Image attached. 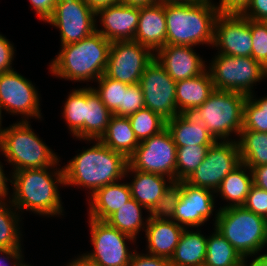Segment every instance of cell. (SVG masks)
I'll list each match as a JSON object with an SVG mask.
<instances>
[{
    "instance_id": "1",
    "label": "cell",
    "mask_w": 267,
    "mask_h": 266,
    "mask_svg": "<svg viewBox=\"0 0 267 266\" xmlns=\"http://www.w3.org/2000/svg\"><path fill=\"white\" fill-rule=\"evenodd\" d=\"M24 169L12 172L13 193L9 201L19 211H32L43 216L63 215L59 184L65 185L63 167ZM53 171H50V169Z\"/></svg>"
},
{
    "instance_id": "2",
    "label": "cell",
    "mask_w": 267,
    "mask_h": 266,
    "mask_svg": "<svg viewBox=\"0 0 267 266\" xmlns=\"http://www.w3.org/2000/svg\"><path fill=\"white\" fill-rule=\"evenodd\" d=\"M92 147L84 149L63 167L65 186H82L90 196L105 185L125 178L128 159L115 152L99 139Z\"/></svg>"
},
{
    "instance_id": "3",
    "label": "cell",
    "mask_w": 267,
    "mask_h": 266,
    "mask_svg": "<svg viewBox=\"0 0 267 266\" xmlns=\"http://www.w3.org/2000/svg\"><path fill=\"white\" fill-rule=\"evenodd\" d=\"M111 42L102 34L92 35L76 43L61 45V50L50 64V72L71 81H97L107 67Z\"/></svg>"
},
{
    "instance_id": "4",
    "label": "cell",
    "mask_w": 267,
    "mask_h": 266,
    "mask_svg": "<svg viewBox=\"0 0 267 266\" xmlns=\"http://www.w3.org/2000/svg\"><path fill=\"white\" fill-rule=\"evenodd\" d=\"M212 0L189 4H165L166 45H213L219 15Z\"/></svg>"
},
{
    "instance_id": "5",
    "label": "cell",
    "mask_w": 267,
    "mask_h": 266,
    "mask_svg": "<svg viewBox=\"0 0 267 266\" xmlns=\"http://www.w3.org/2000/svg\"><path fill=\"white\" fill-rule=\"evenodd\" d=\"M214 227L245 260L258 255L266 247V218L244 206L219 209Z\"/></svg>"
},
{
    "instance_id": "6",
    "label": "cell",
    "mask_w": 267,
    "mask_h": 266,
    "mask_svg": "<svg viewBox=\"0 0 267 266\" xmlns=\"http://www.w3.org/2000/svg\"><path fill=\"white\" fill-rule=\"evenodd\" d=\"M29 121H19L4 128L0 152L13 165V172L24 169L52 167L60 158L31 128Z\"/></svg>"
},
{
    "instance_id": "7",
    "label": "cell",
    "mask_w": 267,
    "mask_h": 266,
    "mask_svg": "<svg viewBox=\"0 0 267 266\" xmlns=\"http://www.w3.org/2000/svg\"><path fill=\"white\" fill-rule=\"evenodd\" d=\"M248 96L234 91L214 90L209 98L190 114L199 120L212 136L230 140L231 133L239 137L243 125V107Z\"/></svg>"
},
{
    "instance_id": "8",
    "label": "cell",
    "mask_w": 267,
    "mask_h": 266,
    "mask_svg": "<svg viewBox=\"0 0 267 266\" xmlns=\"http://www.w3.org/2000/svg\"><path fill=\"white\" fill-rule=\"evenodd\" d=\"M209 65L208 72L216 90L253 94L254 84L267 77V68L251 56L235 57L219 54Z\"/></svg>"
},
{
    "instance_id": "9",
    "label": "cell",
    "mask_w": 267,
    "mask_h": 266,
    "mask_svg": "<svg viewBox=\"0 0 267 266\" xmlns=\"http://www.w3.org/2000/svg\"><path fill=\"white\" fill-rule=\"evenodd\" d=\"M177 147L167 128L140 142L128 158V165L142 172L169 177L176 181Z\"/></svg>"
},
{
    "instance_id": "10",
    "label": "cell",
    "mask_w": 267,
    "mask_h": 266,
    "mask_svg": "<svg viewBox=\"0 0 267 266\" xmlns=\"http://www.w3.org/2000/svg\"><path fill=\"white\" fill-rule=\"evenodd\" d=\"M241 163L236 139L217 140L209 147L202 163L185 182L194 187L207 188L215 192L222 180Z\"/></svg>"
},
{
    "instance_id": "11",
    "label": "cell",
    "mask_w": 267,
    "mask_h": 266,
    "mask_svg": "<svg viewBox=\"0 0 267 266\" xmlns=\"http://www.w3.org/2000/svg\"><path fill=\"white\" fill-rule=\"evenodd\" d=\"M154 58L152 50L134 40L111 42L105 75L129 85L139 83Z\"/></svg>"
},
{
    "instance_id": "12",
    "label": "cell",
    "mask_w": 267,
    "mask_h": 266,
    "mask_svg": "<svg viewBox=\"0 0 267 266\" xmlns=\"http://www.w3.org/2000/svg\"><path fill=\"white\" fill-rule=\"evenodd\" d=\"M89 225L94 249L85 255L101 266H127L134 252L128 249L126 240L136 239L106 221L89 218Z\"/></svg>"
},
{
    "instance_id": "13",
    "label": "cell",
    "mask_w": 267,
    "mask_h": 266,
    "mask_svg": "<svg viewBox=\"0 0 267 266\" xmlns=\"http://www.w3.org/2000/svg\"><path fill=\"white\" fill-rule=\"evenodd\" d=\"M95 18V12L84 0H57L46 22L59 28L61 45H67L92 35L96 31Z\"/></svg>"
},
{
    "instance_id": "14",
    "label": "cell",
    "mask_w": 267,
    "mask_h": 266,
    "mask_svg": "<svg viewBox=\"0 0 267 266\" xmlns=\"http://www.w3.org/2000/svg\"><path fill=\"white\" fill-rule=\"evenodd\" d=\"M139 84L143 90L146 108L166 121L180 114L176 107V81L155 58L144 70Z\"/></svg>"
},
{
    "instance_id": "15",
    "label": "cell",
    "mask_w": 267,
    "mask_h": 266,
    "mask_svg": "<svg viewBox=\"0 0 267 266\" xmlns=\"http://www.w3.org/2000/svg\"><path fill=\"white\" fill-rule=\"evenodd\" d=\"M39 94L30 80L11 70L0 74V104L9 114L21 116V121L29 117L41 119ZM24 118V119H23Z\"/></svg>"
},
{
    "instance_id": "16",
    "label": "cell",
    "mask_w": 267,
    "mask_h": 266,
    "mask_svg": "<svg viewBox=\"0 0 267 266\" xmlns=\"http://www.w3.org/2000/svg\"><path fill=\"white\" fill-rule=\"evenodd\" d=\"M252 45L251 20L236 13H220L216 17L212 46L218 47L219 54L248 57Z\"/></svg>"
},
{
    "instance_id": "17",
    "label": "cell",
    "mask_w": 267,
    "mask_h": 266,
    "mask_svg": "<svg viewBox=\"0 0 267 266\" xmlns=\"http://www.w3.org/2000/svg\"><path fill=\"white\" fill-rule=\"evenodd\" d=\"M211 189L194 187L183 181V190L175 208L173 221L188 228L200 227L214 211V195Z\"/></svg>"
},
{
    "instance_id": "18",
    "label": "cell",
    "mask_w": 267,
    "mask_h": 266,
    "mask_svg": "<svg viewBox=\"0 0 267 266\" xmlns=\"http://www.w3.org/2000/svg\"><path fill=\"white\" fill-rule=\"evenodd\" d=\"M139 6L127 4H116L103 8L95 13L99 16L101 30L97 28L96 32L102 34L110 42L134 40L139 21Z\"/></svg>"
},
{
    "instance_id": "19",
    "label": "cell",
    "mask_w": 267,
    "mask_h": 266,
    "mask_svg": "<svg viewBox=\"0 0 267 266\" xmlns=\"http://www.w3.org/2000/svg\"><path fill=\"white\" fill-rule=\"evenodd\" d=\"M155 59L174 81L194 78L208 69L192 46L165 45L155 52Z\"/></svg>"
},
{
    "instance_id": "20",
    "label": "cell",
    "mask_w": 267,
    "mask_h": 266,
    "mask_svg": "<svg viewBox=\"0 0 267 266\" xmlns=\"http://www.w3.org/2000/svg\"><path fill=\"white\" fill-rule=\"evenodd\" d=\"M166 33L165 4L140 6L134 41L156 52L166 45Z\"/></svg>"
},
{
    "instance_id": "21",
    "label": "cell",
    "mask_w": 267,
    "mask_h": 266,
    "mask_svg": "<svg viewBox=\"0 0 267 266\" xmlns=\"http://www.w3.org/2000/svg\"><path fill=\"white\" fill-rule=\"evenodd\" d=\"M148 254L170 259L184 227L173 220L149 217L145 226Z\"/></svg>"
},
{
    "instance_id": "22",
    "label": "cell",
    "mask_w": 267,
    "mask_h": 266,
    "mask_svg": "<svg viewBox=\"0 0 267 266\" xmlns=\"http://www.w3.org/2000/svg\"><path fill=\"white\" fill-rule=\"evenodd\" d=\"M130 172L135 173L132 182L128 183L131 197L149 212L173 180L163 175L134 170L128 165L125 176Z\"/></svg>"
},
{
    "instance_id": "23",
    "label": "cell",
    "mask_w": 267,
    "mask_h": 266,
    "mask_svg": "<svg viewBox=\"0 0 267 266\" xmlns=\"http://www.w3.org/2000/svg\"><path fill=\"white\" fill-rule=\"evenodd\" d=\"M176 147L212 145L217 140L207 128L190 113L178 114L166 121Z\"/></svg>"
},
{
    "instance_id": "24",
    "label": "cell",
    "mask_w": 267,
    "mask_h": 266,
    "mask_svg": "<svg viewBox=\"0 0 267 266\" xmlns=\"http://www.w3.org/2000/svg\"><path fill=\"white\" fill-rule=\"evenodd\" d=\"M128 183H113L96 190L89 199V218L105 221L131 199Z\"/></svg>"
},
{
    "instance_id": "25",
    "label": "cell",
    "mask_w": 267,
    "mask_h": 266,
    "mask_svg": "<svg viewBox=\"0 0 267 266\" xmlns=\"http://www.w3.org/2000/svg\"><path fill=\"white\" fill-rule=\"evenodd\" d=\"M214 90L207 69L194 78L176 81V107L179 113H191L201 106Z\"/></svg>"
},
{
    "instance_id": "26",
    "label": "cell",
    "mask_w": 267,
    "mask_h": 266,
    "mask_svg": "<svg viewBox=\"0 0 267 266\" xmlns=\"http://www.w3.org/2000/svg\"><path fill=\"white\" fill-rule=\"evenodd\" d=\"M112 115L95 90L91 86L85 87L83 140L92 142L91 140L100 139L107 130Z\"/></svg>"
},
{
    "instance_id": "27",
    "label": "cell",
    "mask_w": 267,
    "mask_h": 266,
    "mask_svg": "<svg viewBox=\"0 0 267 266\" xmlns=\"http://www.w3.org/2000/svg\"><path fill=\"white\" fill-rule=\"evenodd\" d=\"M201 231L184 228L170 261L173 266H203L206 258L207 237Z\"/></svg>"
},
{
    "instance_id": "28",
    "label": "cell",
    "mask_w": 267,
    "mask_h": 266,
    "mask_svg": "<svg viewBox=\"0 0 267 266\" xmlns=\"http://www.w3.org/2000/svg\"><path fill=\"white\" fill-rule=\"evenodd\" d=\"M99 140L113 151L123 154L127 159L140 144L129 118L115 115L110 117L107 130Z\"/></svg>"
},
{
    "instance_id": "29",
    "label": "cell",
    "mask_w": 267,
    "mask_h": 266,
    "mask_svg": "<svg viewBox=\"0 0 267 266\" xmlns=\"http://www.w3.org/2000/svg\"><path fill=\"white\" fill-rule=\"evenodd\" d=\"M252 184L251 169L247 165L241 163L222 180L221 185L215 191V193L221 194L224 200L229 201V204L219 209L243 206Z\"/></svg>"
},
{
    "instance_id": "30",
    "label": "cell",
    "mask_w": 267,
    "mask_h": 266,
    "mask_svg": "<svg viewBox=\"0 0 267 266\" xmlns=\"http://www.w3.org/2000/svg\"><path fill=\"white\" fill-rule=\"evenodd\" d=\"M214 231L207 236L203 266H244L246 261L239 252L215 228Z\"/></svg>"
},
{
    "instance_id": "31",
    "label": "cell",
    "mask_w": 267,
    "mask_h": 266,
    "mask_svg": "<svg viewBox=\"0 0 267 266\" xmlns=\"http://www.w3.org/2000/svg\"><path fill=\"white\" fill-rule=\"evenodd\" d=\"M237 140L241 162L250 169L267 164V133L241 130Z\"/></svg>"
},
{
    "instance_id": "32",
    "label": "cell",
    "mask_w": 267,
    "mask_h": 266,
    "mask_svg": "<svg viewBox=\"0 0 267 266\" xmlns=\"http://www.w3.org/2000/svg\"><path fill=\"white\" fill-rule=\"evenodd\" d=\"M142 208L146 209L131 198L125 205L111 214L105 221L119 231L136 239L137 234H139L141 229L145 231L144 226L147 225V220L149 219V216H147L145 219L146 223L143 222L144 218L142 217Z\"/></svg>"
},
{
    "instance_id": "33",
    "label": "cell",
    "mask_w": 267,
    "mask_h": 266,
    "mask_svg": "<svg viewBox=\"0 0 267 266\" xmlns=\"http://www.w3.org/2000/svg\"><path fill=\"white\" fill-rule=\"evenodd\" d=\"M5 201L0 200V249H22L20 216L9 199L10 206Z\"/></svg>"
},
{
    "instance_id": "34",
    "label": "cell",
    "mask_w": 267,
    "mask_h": 266,
    "mask_svg": "<svg viewBox=\"0 0 267 266\" xmlns=\"http://www.w3.org/2000/svg\"><path fill=\"white\" fill-rule=\"evenodd\" d=\"M63 117L68 130L78 140H83V125L85 123V87L73 89L69 93L63 108Z\"/></svg>"
},
{
    "instance_id": "35",
    "label": "cell",
    "mask_w": 267,
    "mask_h": 266,
    "mask_svg": "<svg viewBox=\"0 0 267 266\" xmlns=\"http://www.w3.org/2000/svg\"><path fill=\"white\" fill-rule=\"evenodd\" d=\"M128 118L139 142L158 134L166 128V120L146 107L133 113Z\"/></svg>"
},
{
    "instance_id": "36",
    "label": "cell",
    "mask_w": 267,
    "mask_h": 266,
    "mask_svg": "<svg viewBox=\"0 0 267 266\" xmlns=\"http://www.w3.org/2000/svg\"><path fill=\"white\" fill-rule=\"evenodd\" d=\"M211 145L177 147L176 181H185L202 163Z\"/></svg>"
},
{
    "instance_id": "37",
    "label": "cell",
    "mask_w": 267,
    "mask_h": 266,
    "mask_svg": "<svg viewBox=\"0 0 267 266\" xmlns=\"http://www.w3.org/2000/svg\"><path fill=\"white\" fill-rule=\"evenodd\" d=\"M254 98L253 93L245 100L242 130L267 133V96L259 99Z\"/></svg>"
},
{
    "instance_id": "38",
    "label": "cell",
    "mask_w": 267,
    "mask_h": 266,
    "mask_svg": "<svg viewBox=\"0 0 267 266\" xmlns=\"http://www.w3.org/2000/svg\"><path fill=\"white\" fill-rule=\"evenodd\" d=\"M96 82L98 88H93L99 95L102 102L114 114L121 106H123L124 93L128 84L113 80L103 74Z\"/></svg>"
},
{
    "instance_id": "39",
    "label": "cell",
    "mask_w": 267,
    "mask_h": 266,
    "mask_svg": "<svg viewBox=\"0 0 267 266\" xmlns=\"http://www.w3.org/2000/svg\"><path fill=\"white\" fill-rule=\"evenodd\" d=\"M183 190V181H172L149 211V217L172 220Z\"/></svg>"
},
{
    "instance_id": "40",
    "label": "cell",
    "mask_w": 267,
    "mask_h": 266,
    "mask_svg": "<svg viewBox=\"0 0 267 266\" xmlns=\"http://www.w3.org/2000/svg\"><path fill=\"white\" fill-rule=\"evenodd\" d=\"M251 57L267 68V25L264 21L251 20Z\"/></svg>"
},
{
    "instance_id": "41",
    "label": "cell",
    "mask_w": 267,
    "mask_h": 266,
    "mask_svg": "<svg viewBox=\"0 0 267 266\" xmlns=\"http://www.w3.org/2000/svg\"><path fill=\"white\" fill-rule=\"evenodd\" d=\"M145 107L143 90L139 83L128 84L124 93L123 106H121L113 115L129 117L133 113Z\"/></svg>"
},
{
    "instance_id": "42",
    "label": "cell",
    "mask_w": 267,
    "mask_h": 266,
    "mask_svg": "<svg viewBox=\"0 0 267 266\" xmlns=\"http://www.w3.org/2000/svg\"><path fill=\"white\" fill-rule=\"evenodd\" d=\"M251 212L267 217V191L252 184L243 205Z\"/></svg>"
},
{
    "instance_id": "43",
    "label": "cell",
    "mask_w": 267,
    "mask_h": 266,
    "mask_svg": "<svg viewBox=\"0 0 267 266\" xmlns=\"http://www.w3.org/2000/svg\"><path fill=\"white\" fill-rule=\"evenodd\" d=\"M134 253L127 266H173L170 259L154 256L151 254H140L134 249Z\"/></svg>"
},
{
    "instance_id": "44",
    "label": "cell",
    "mask_w": 267,
    "mask_h": 266,
    "mask_svg": "<svg viewBox=\"0 0 267 266\" xmlns=\"http://www.w3.org/2000/svg\"><path fill=\"white\" fill-rule=\"evenodd\" d=\"M240 14L249 20L265 21L267 19V0H251Z\"/></svg>"
},
{
    "instance_id": "45",
    "label": "cell",
    "mask_w": 267,
    "mask_h": 266,
    "mask_svg": "<svg viewBox=\"0 0 267 266\" xmlns=\"http://www.w3.org/2000/svg\"><path fill=\"white\" fill-rule=\"evenodd\" d=\"M14 51L12 43L0 34V74L14 69L11 66L15 55Z\"/></svg>"
},
{
    "instance_id": "46",
    "label": "cell",
    "mask_w": 267,
    "mask_h": 266,
    "mask_svg": "<svg viewBox=\"0 0 267 266\" xmlns=\"http://www.w3.org/2000/svg\"><path fill=\"white\" fill-rule=\"evenodd\" d=\"M22 259L24 260L22 249H0V266H9L8 262L12 266H28Z\"/></svg>"
},
{
    "instance_id": "47",
    "label": "cell",
    "mask_w": 267,
    "mask_h": 266,
    "mask_svg": "<svg viewBox=\"0 0 267 266\" xmlns=\"http://www.w3.org/2000/svg\"><path fill=\"white\" fill-rule=\"evenodd\" d=\"M39 19L47 21L55 8L57 0H29Z\"/></svg>"
},
{
    "instance_id": "48",
    "label": "cell",
    "mask_w": 267,
    "mask_h": 266,
    "mask_svg": "<svg viewBox=\"0 0 267 266\" xmlns=\"http://www.w3.org/2000/svg\"><path fill=\"white\" fill-rule=\"evenodd\" d=\"M251 0H220L218 5H215L219 13H236L240 14Z\"/></svg>"
},
{
    "instance_id": "49",
    "label": "cell",
    "mask_w": 267,
    "mask_h": 266,
    "mask_svg": "<svg viewBox=\"0 0 267 266\" xmlns=\"http://www.w3.org/2000/svg\"><path fill=\"white\" fill-rule=\"evenodd\" d=\"M253 184L267 191V164L251 168Z\"/></svg>"
},
{
    "instance_id": "50",
    "label": "cell",
    "mask_w": 267,
    "mask_h": 266,
    "mask_svg": "<svg viewBox=\"0 0 267 266\" xmlns=\"http://www.w3.org/2000/svg\"><path fill=\"white\" fill-rule=\"evenodd\" d=\"M95 13L103 8L120 3V0H84Z\"/></svg>"
},
{
    "instance_id": "51",
    "label": "cell",
    "mask_w": 267,
    "mask_h": 266,
    "mask_svg": "<svg viewBox=\"0 0 267 266\" xmlns=\"http://www.w3.org/2000/svg\"><path fill=\"white\" fill-rule=\"evenodd\" d=\"M5 175L3 165L0 162V200H5L7 198L9 189V187H7L9 186L7 182H11V179L7 178Z\"/></svg>"
},
{
    "instance_id": "52",
    "label": "cell",
    "mask_w": 267,
    "mask_h": 266,
    "mask_svg": "<svg viewBox=\"0 0 267 266\" xmlns=\"http://www.w3.org/2000/svg\"><path fill=\"white\" fill-rule=\"evenodd\" d=\"M66 266H101L97 264L95 261L90 260L85 254L78 256L76 259H73Z\"/></svg>"
},
{
    "instance_id": "53",
    "label": "cell",
    "mask_w": 267,
    "mask_h": 266,
    "mask_svg": "<svg viewBox=\"0 0 267 266\" xmlns=\"http://www.w3.org/2000/svg\"><path fill=\"white\" fill-rule=\"evenodd\" d=\"M120 3L140 7L155 4L157 0H120Z\"/></svg>"
},
{
    "instance_id": "54",
    "label": "cell",
    "mask_w": 267,
    "mask_h": 266,
    "mask_svg": "<svg viewBox=\"0 0 267 266\" xmlns=\"http://www.w3.org/2000/svg\"><path fill=\"white\" fill-rule=\"evenodd\" d=\"M256 258H254L252 260L251 263H249L250 265L249 266H267V254H262V255H259V256H255ZM247 260L245 262V265L244 266H248L246 265L247 264Z\"/></svg>"
},
{
    "instance_id": "55",
    "label": "cell",
    "mask_w": 267,
    "mask_h": 266,
    "mask_svg": "<svg viewBox=\"0 0 267 266\" xmlns=\"http://www.w3.org/2000/svg\"><path fill=\"white\" fill-rule=\"evenodd\" d=\"M202 0H157V3L161 4H189L196 3Z\"/></svg>"
},
{
    "instance_id": "56",
    "label": "cell",
    "mask_w": 267,
    "mask_h": 266,
    "mask_svg": "<svg viewBox=\"0 0 267 266\" xmlns=\"http://www.w3.org/2000/svg\"><path fill=\"white\" fill-rule=\"evenodd\" d=\"M2 107H1V104H0V137H1V135H2V132H3V128H1V126H2Z\"/></svg>"
}]
</instances>
